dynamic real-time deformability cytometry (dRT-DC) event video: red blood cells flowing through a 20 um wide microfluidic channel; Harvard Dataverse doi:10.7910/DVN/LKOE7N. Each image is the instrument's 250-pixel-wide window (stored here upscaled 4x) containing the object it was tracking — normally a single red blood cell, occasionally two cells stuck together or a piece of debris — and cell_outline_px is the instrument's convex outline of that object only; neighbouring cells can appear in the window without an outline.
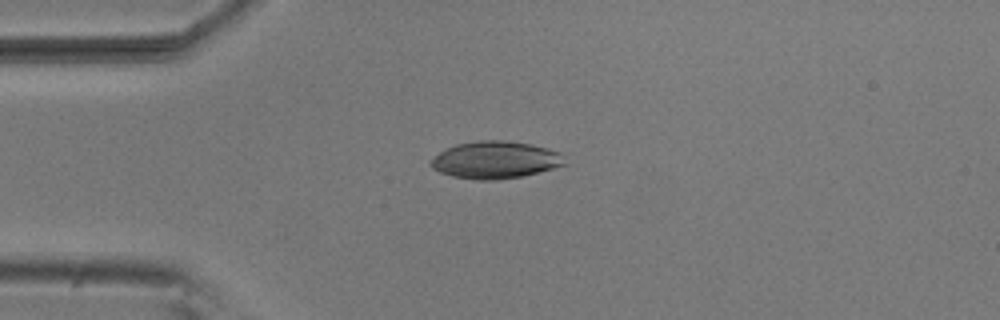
{"species": "common noctule bat (a hibernating species)", "species_latin": "Nyctalus noctula", "temperature_condition": "room temperature", "stored_images_in_passage": 3, "camera_frame_rate_fps": 3000, "um_per_image_px": 0.085, "animal": {"sex": "male", "body_mass_g": 20.5, "forearm_length_mm": 52.5}, "frame": {"image": 1, "passage_image": 1, "time_ms": 0.0, "image_size_px": [1000, 320], "cell_outline_px": [[568, 164], [524, 176], [496, 180], [476, 180], [452, 176], [440, 172], [432, 168], [428, 164], [428, 160], [440, 152], [456, 144], [476, 140], [504, 140], [532, 144], [560, 152]], "centroid_in_image_um": [42.09, 13.59], "position_along_channel_um": 42.9, "area_um2": 29.36}}
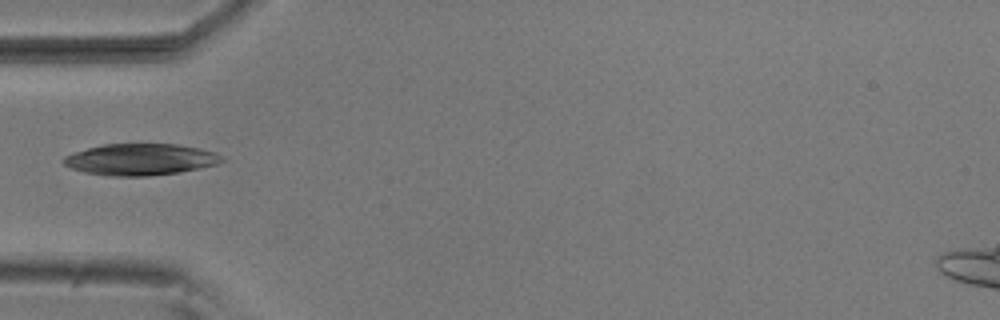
{"frame": {"image": 2, "passage_image": 2, "time_ms": 0.333, "image_size_px": [1000, 320], "cell_outline_px": [[224, 160], [220, 164], [180, 172], [148, 176], [108, 176], [84, 172], [72, 168], [64, 164], [60, 160], [64, 156], [72, 152], [104, 144], [176, 144], [200, 148], [216, 152]], "centroid_in_image_um": [11.93, 13.55], "position_along_channel_um": 73.1, "area_um2": 29.25}}
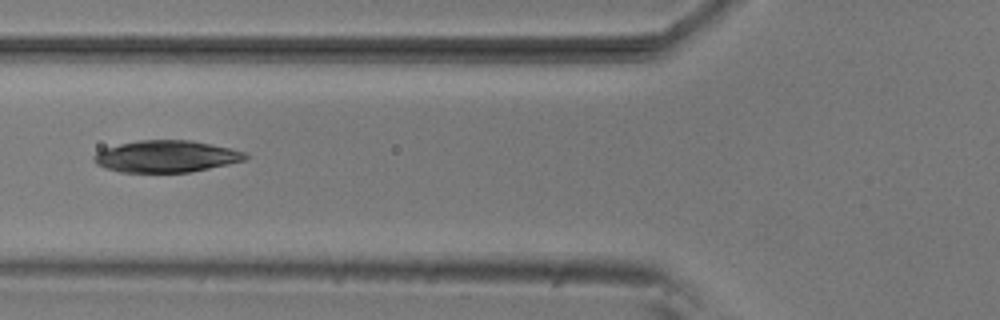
{"frame": {"image": 3, "passage_image": 3, "time_ms": 0.667, "image_size_px": [1000, 320], "cell_outline_px": [[252, 156], [244, 160], [228, 164], [188, 172], [120, 172], [104, 168], [96, 164], [92, 160], [92, 156], [96, 152], [104, 148], [120, 144], [140, 140], [192, 140], [232, 148], [244, 152]], "centroid_in_image_um": [14.11, 13.29], "position_along_channel_um": 111.7, "area_um2": 28.21}}